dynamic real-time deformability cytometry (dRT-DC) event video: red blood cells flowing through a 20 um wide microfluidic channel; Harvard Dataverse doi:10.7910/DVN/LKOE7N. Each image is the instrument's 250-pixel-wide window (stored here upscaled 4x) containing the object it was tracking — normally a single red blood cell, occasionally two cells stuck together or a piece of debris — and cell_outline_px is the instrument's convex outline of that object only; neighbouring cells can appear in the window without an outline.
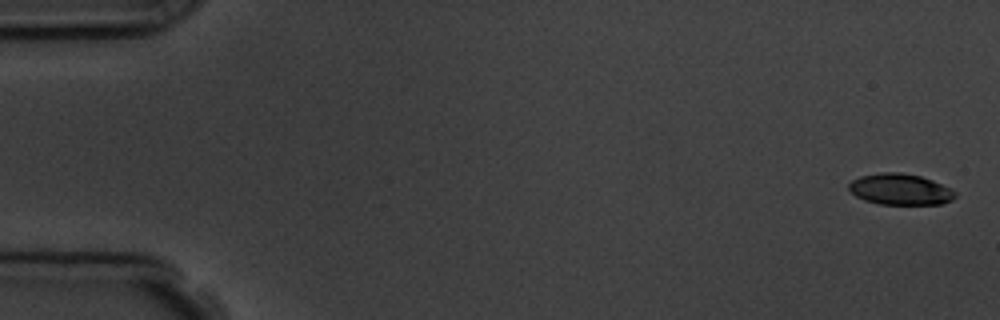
{"species": "common noctule bat (a hibernating species)", "species_latin": "Nyctalus noctula", "temperature_condition": "room temperature", "stored_images_in_passage": 7, "camera_frame_rate_fps": 3000, "um_per_image_px": 0.085, "animal": {"sex": "male", "body_mass_g": 19.5, "forearm_length_mm": 54.6}, "frame": {"image": 1, "passage_image": 1, "time_ms": 0.0, "image_size_px": [1000, 320], "cell_outline_px": [[956, 196], [952, 200], [940, 204], [880, 204], [864, 200], [856, 196], [848, 188], [848, 184], [852, 180], [860, 176], [880, 172], [900, 172], [920, 176], [932, 180], [956, 192]], "centroid_in_image_um": [76.49, 16.09], "position_along_channel_um": 8.5, "area_um2": 19.19}}
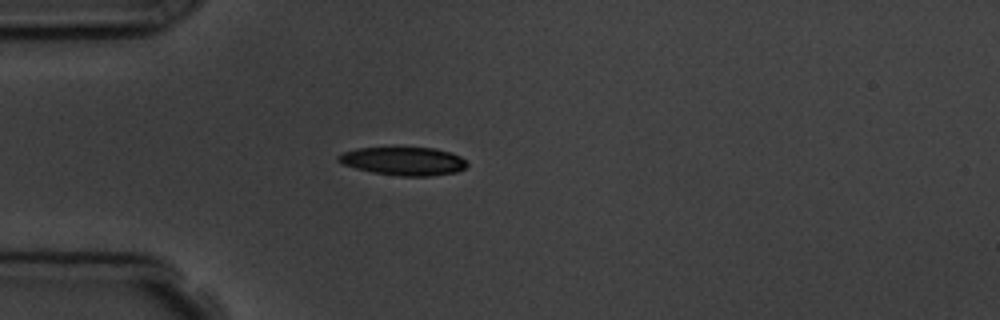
{"frame": {"image": 2, "passage_image": 5, "time_ms": 4.667, "image_size_px": [1000, 320], "cell_outline_px": [[468, 164], [464, 168], [456, 172], [428, 176], [400, 176], [372, 172], [356, 168], [344, 164], [336, 160], [336, 156], [344, 152], [356, 148], [436, 148], [452, 152], [460, 156]], "centroid_in_image_um": [34.3, 13.69], "position_along_channel_um": 50.7, "area_um2": 21.1}}